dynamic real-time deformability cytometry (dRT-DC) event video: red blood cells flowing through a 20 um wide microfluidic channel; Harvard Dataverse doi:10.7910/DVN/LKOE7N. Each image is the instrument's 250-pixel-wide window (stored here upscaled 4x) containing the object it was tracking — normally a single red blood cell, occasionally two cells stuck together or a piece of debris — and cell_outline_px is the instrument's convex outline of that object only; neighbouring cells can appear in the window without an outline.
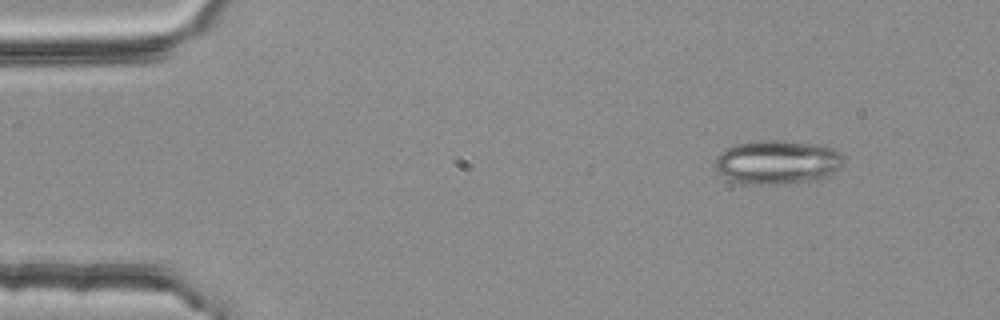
{"species": "common noctule bat (a hibernating species)", "species_latin": "Nyctalus noctula", "temperature_condition": "room temperature", "stored_images_in_passage": 49, "camera_frame_rate_fps": 3000, "um_per_image_px": 0.085, "animal": {"sex": "female", "body_mass_g": 25.1}, "frame": {"image": 1, "passage_image": 1, "time_ms": 0.0, "image_size_px": [1000, 320], "cell_outline_px": [[844, 156], [840, 168], [832, 172], [820, 176], [800, 180], [776, 184], [748, 184], [732, 180], [716, 172], [716, 160], [720, 152], [736, 144], [760, 140], [776, 140], [808, 144], [832, 148], [840, 152]], "centroid_in_image_um": [66.0, 13.76], "position_along_channel_um": 19.0, "area_um2": 31.79}}
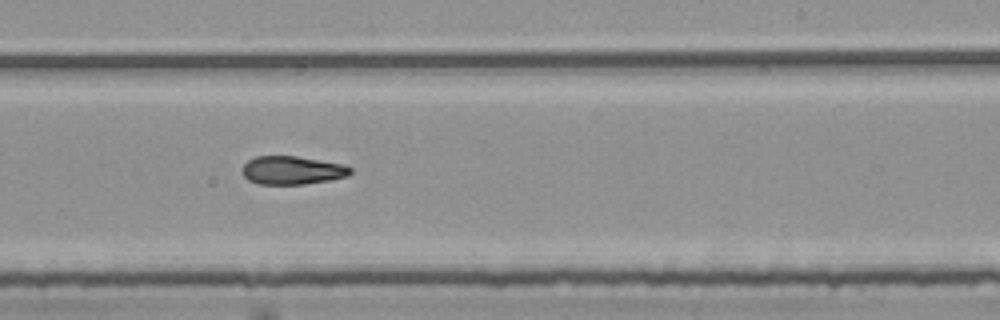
{"frame": {"image": 2, "passage_image": 28, "time_ms": 9.0, "image_size_px": [1000, 320], "cell_outline_px": [[352, 172], [348, 176], [328, 180], [304, 184], [260, 184], [248, 180], [244, 176], [244, 164], [248, 160], [256, 156], [296, 156], [344, 164], [352, 168]], "centroid_in_image_um": [24.86, 14.47], "position_along_channel_um": 264.1, "area_um2": 17.74}}
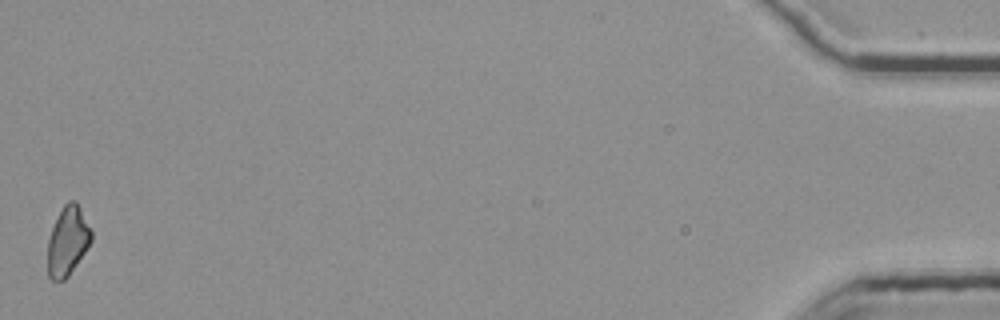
{"frame": {"image": 3, "passage_image": 49, "time_ms": 16.0, "image_size_px": [1000, 320], "cell_outline_px": [[92, 240], [68, 276], [64, 280], [52, 280], [48, 276], [48, 240], [52, 228], [64, 204], [68, 200], [76, 200], [92, 232]], "centroid_in_image_um": [5.75, 20.48], "position_along_channel_um": 429.5, "area_um2": 17.22}, "authors_computed_cell_mechanics": {"area_um2": 18.496, "velocity_mm_per_s": 3.7828, "shape_relaxation_time_tau1_ms": null, "shape_relaxation_time_tau2_ms": 4.3692, "deformation_change_tau1": null, "deformation_change_tau2": 0.1189}}